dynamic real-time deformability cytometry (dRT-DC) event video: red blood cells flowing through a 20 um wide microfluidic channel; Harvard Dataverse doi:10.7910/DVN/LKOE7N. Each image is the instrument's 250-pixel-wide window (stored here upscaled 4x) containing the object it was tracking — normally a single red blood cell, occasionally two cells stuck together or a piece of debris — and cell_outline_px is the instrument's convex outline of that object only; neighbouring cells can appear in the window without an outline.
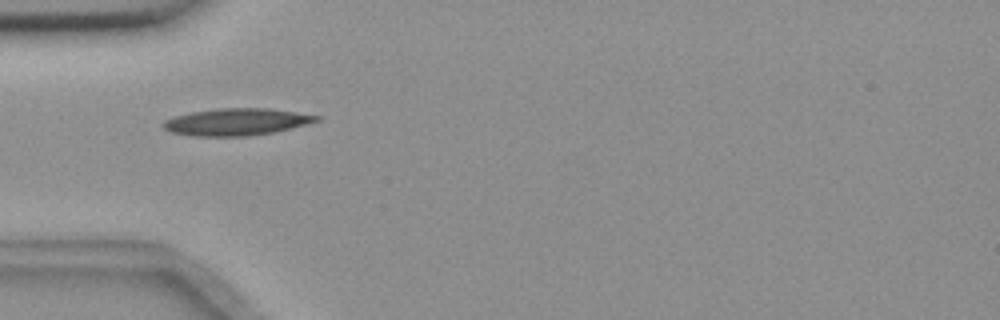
{"species": "common noctule bat (a hibernating species)", "species_latin": "Nyctalus noctula", "temperature_condition": "room temperature", "stored_images_in_passage": 7, "camera_frame_rate_fps": 3000, "um_per_image_px": 0.085, "animal": {"sex": "female", "body_mass_g": 18.4}, "frame": {"image": 1, "passage_image": 2, "time_ms": 0.333, "image_size_px": [1000, 320], "cell_outline_px": [[320, 120], [292, 128], [272, 132], [248, 136], [192, 136], [172, 132], [164, 128], [160, 124], [164, 120], [176, 116], [192, 112], [220, 108], [268, 108], [320, 116]], "centroid_in_image_um": [20.08, 10.36], "position_along_channel_um": 64.9, "area_um2": 23.93}}
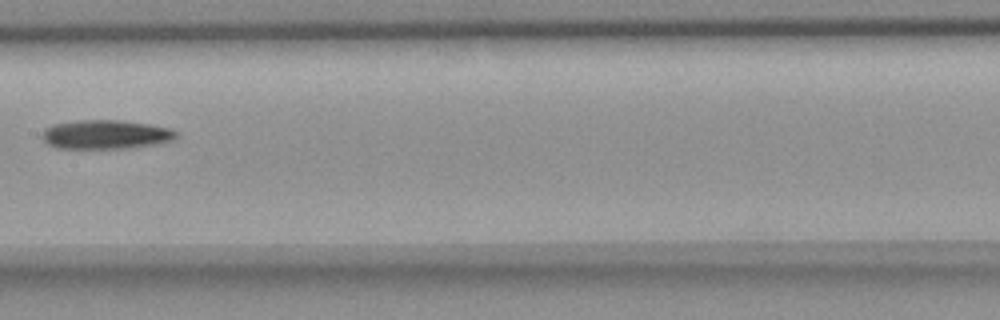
{"frame": {"image": 2, "passage_image": 5, "time_ms": 1.333, "image_size_px": [1000, 320], "cell_outline_px": [[180, 136], [172, 140], [160, 144], [128, 148], [56, 148], [48, 144], [40, 136], [44, 128], [52, 124], [76, 120], [124, 120], [172, 128], [180, 132]], "centroid_in_image_um": [9.03, 11.42], "position_along_channel_um": 198.4, "area_um2": 23.18}}
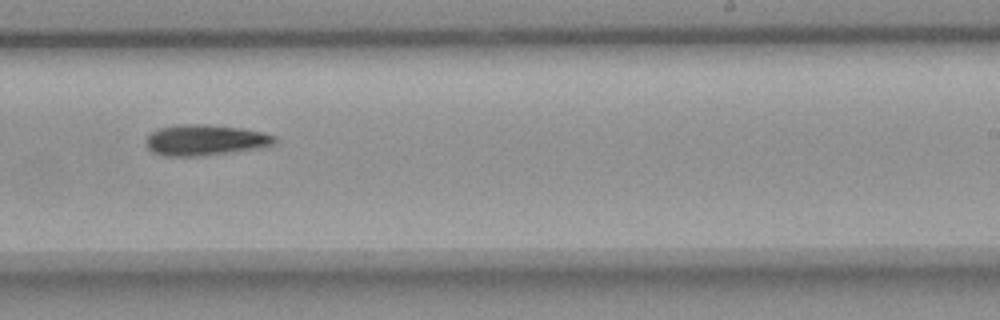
{"frame": {"image": 3, "passage_image": 7, "time_ms": 2.0, "image_size_px": [1000, 320], "cell_outline_px": [[276, 144], [256, 148], [204, 156], [160, 156], [152, 152], [148, 148], [148, 136], [156, 128], [180, 124], [208, 124], [244, 128], [264, 132], [276, 136]], "centroid_in_image_um": [17.45, 11.9], "position_along_channel_um": 271.5, "area_um2": 23.29}}